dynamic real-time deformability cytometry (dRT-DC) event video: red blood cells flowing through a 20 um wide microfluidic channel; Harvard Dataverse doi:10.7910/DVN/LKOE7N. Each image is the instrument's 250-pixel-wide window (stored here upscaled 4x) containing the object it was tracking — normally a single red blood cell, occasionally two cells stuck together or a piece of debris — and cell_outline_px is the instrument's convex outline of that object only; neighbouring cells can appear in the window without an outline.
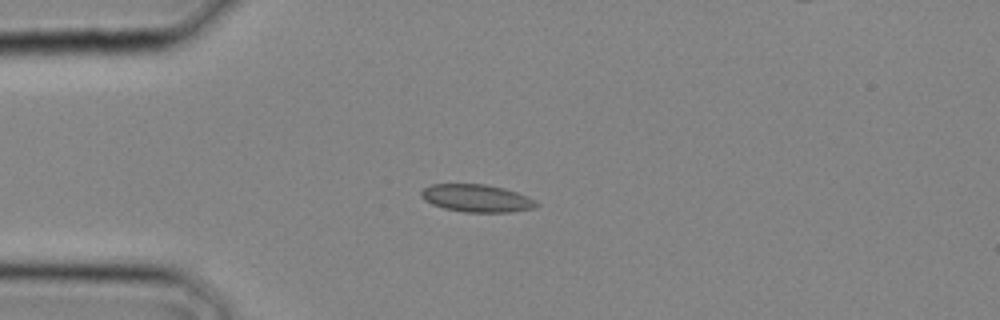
{"species": "common noctule bat (a hibernating species)", "species_latin": "Nyctalus noctula", "temperature_condition": "cold", "stored_images_in_passage": 27, "segment_of_instrument_passage": [1, 2], "camera_frame_rate_fps": 3000, "um_per_image_px": 0.085, "animal": {"sex": "male", "body_mass_g": 20.4}, "frame": {"image": 1, "passage_image": 5, "time_ms": 1.333, "image_size_px": [1000, 320], "cell_outline_px": [[540, 204], [536, 208], [512, 212], [464, 212], [444, 208], [432, 204], [424, 200], [420, 196], [420, 192], [424, 188], [432, 184], [484, 184], [504, 188], [516, 192], [536, 200]], "centroid_in_image_um": [40.53, 16.85], "position_along_channel_um": 44.5, "area_um2": 18.61}}
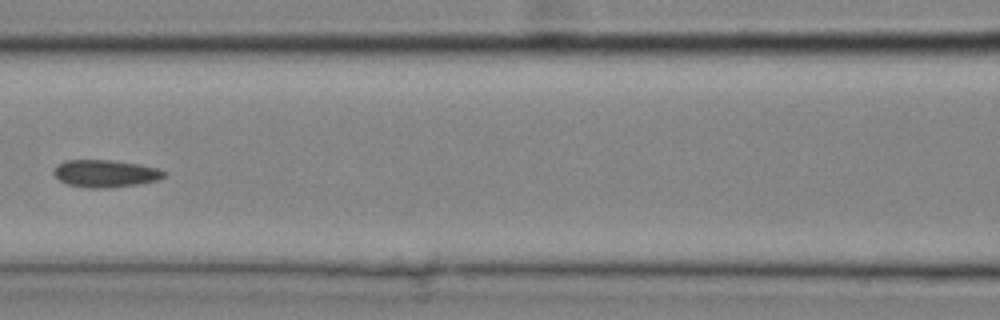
{"frame": {"image": 2, "passage_image": 11, "time_ms": 3.333, "image_size_px": [1000, 320], "cell_outline_px": [[168, 176], [156, 180], [136, 184], [108, 188], [88, 188], [68, 184], [60, 180], [52, 172], [56, 164], [64, 160], [112, 160], [140, 164], [160, 168], [168, 172]], "centroid_in_image_um": [8.98, 14.73], "position_along_channel_um": 157.6, "area_um2": 17.8}}
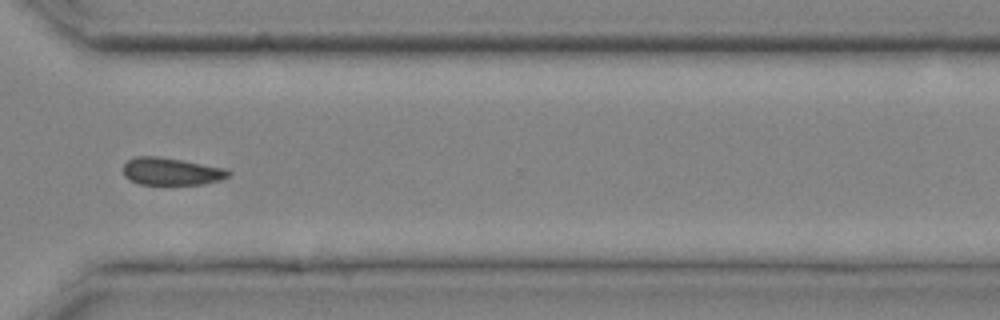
{"frame": {"image": 3, "passage_image": 20, "time_ms": 6.333, "image_size_px": [1000, 320], "cell_outline_px": [[232, 172], [228, 176], [220, 180], [204, 184], [140, 184], [128, 180], [124, 176], [124, 164], [128, 160], [136, 156], [160, 156], [228, 168]], "centroid_in_image_um": [14.58, 14.56], "position_along_channel_um": 356.0, "area_um2": 16.99}}